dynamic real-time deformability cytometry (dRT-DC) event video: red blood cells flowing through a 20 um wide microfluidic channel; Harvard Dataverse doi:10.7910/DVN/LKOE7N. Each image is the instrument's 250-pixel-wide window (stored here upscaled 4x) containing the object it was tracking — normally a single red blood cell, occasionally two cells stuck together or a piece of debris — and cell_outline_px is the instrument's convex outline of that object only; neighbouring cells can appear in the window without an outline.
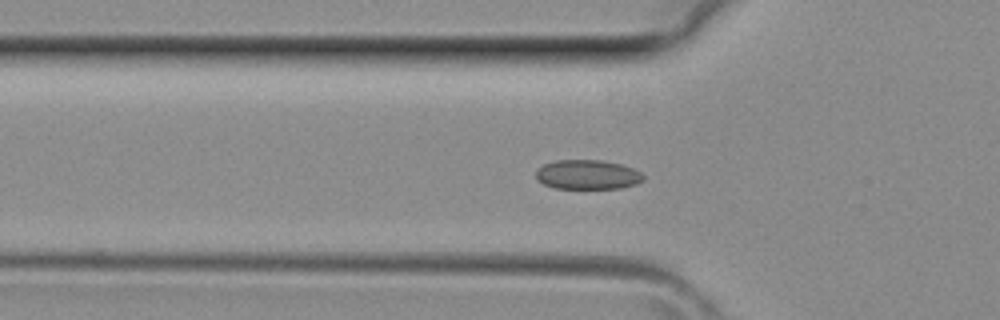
{"species": "common noctule bat (a hibernating species)", "species_latin": "Nyctalus noctula", "temperature_condition": "room temperature", "stored_images_in_passage": 39, "camera_frame_rate_fps": 3000, "um_per_image_px": 0.085, "animal": {"sex": "female", "body_mass_g": 29.2, "forearm_length_mm": 56.3}, "frame": {"image": 1, "passage_image": 12, "time_ms": 3.667, "image_size_px": [1000, 320], "cell_outline_px": [[644, 180], [636, 184], [620, 188], [556, 188], [544, 184], [536, 180], [536, 172], [544, 164], [556, 160], [600, 160], [620, 164], [632, 168], [640, 172], [644, 176]], "centroid_in_image_um": [49.94, 14.84], "position_along_channel_um": 75.9, "area_um2": 18.32}}
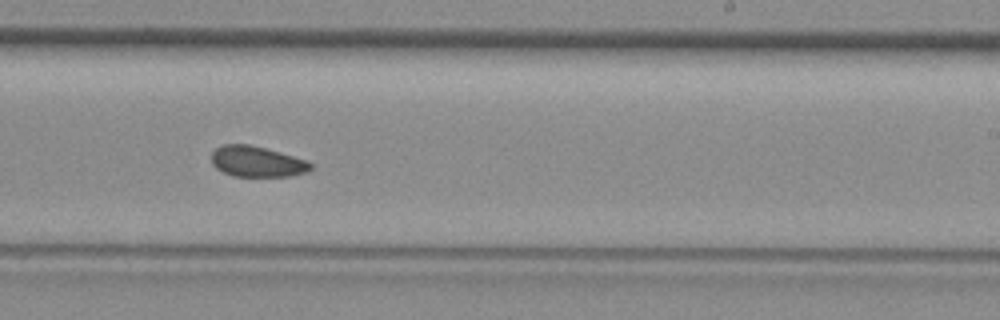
{"frame": {"image": 2, "passage_image": 23, "time_ms": 7.333, "image_size_px": [1000, 320], "cell_outline_px": [[312, 168], [308, 172], [288, 176], [232, 176], [216, 168], [212, 164], [212, 152], [216, 148], [224, 144], [248, 144], [280, 152], [308, 160], [312, 164]], "centroid_in_image_um": [21.85, 13.73], "position_along_channel_um": 267.1, "area_um2": 17.74}}
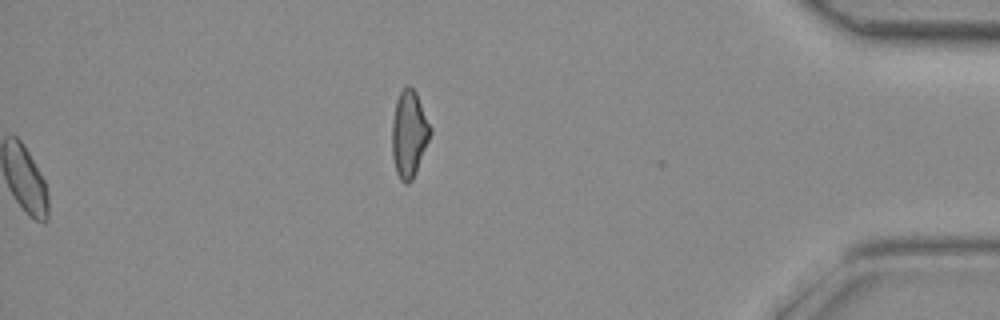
{"frame": {"image": 3, "passage_image": 39, "time_ms": 12.667, "image_size_px": [1000, 320], "cell_outline_px": [[432, 132], [416, 172], [412, 180], [408, 184], [404, 184], [400, 180], [396, 172], [392, 156], [392, 120], [396, 100], [400, 92], [408, 84], [416, 92], [432, 128]], "centroid_in_image_um": [34.77, 11.4], "position_along_channel_um": 400.4, "area_um2": 19.48}}